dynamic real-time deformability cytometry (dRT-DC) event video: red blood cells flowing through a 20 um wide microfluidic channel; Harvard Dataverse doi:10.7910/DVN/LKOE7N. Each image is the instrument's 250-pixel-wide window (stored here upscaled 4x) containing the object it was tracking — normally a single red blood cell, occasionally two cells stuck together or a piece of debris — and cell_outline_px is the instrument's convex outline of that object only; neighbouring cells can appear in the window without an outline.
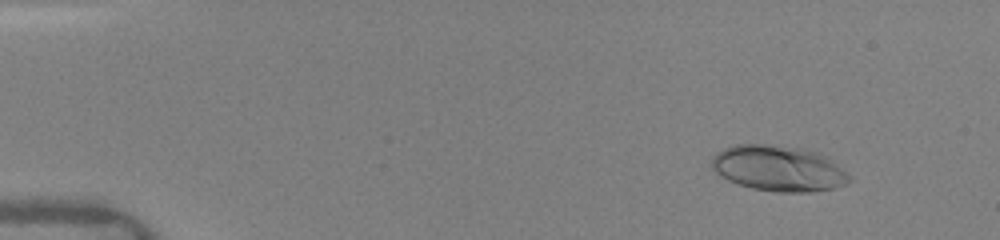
{"species": "human", "species_latin": "Homo sapiens", "temperature_condition": "warm", "stored_images_in_passage": 25, "camera_frame_rate_fps": 3000, "um_per_image_px": 0.085, "donor": {"sex": "female"}, "frame": {"image": 1, "passage_image": 3, "time_ms": 1.333, "image_size_px": [1000, 240], "cell_outline_px": [[852, 180], [844, 184], [832, 188], [808, 192], [780, 192], [752, 188], [728, 180], [720, 176], [712, 168], [712, 156], [716, 152], [724, 148], [736, 144], [764, 144], [800, 148], [820, 152], [828, 156], [852, 176]], "centroid_in_image_um": [66.19, 14.3], "position_along_channel_um": 18.8, "area_um2": 36.76}}
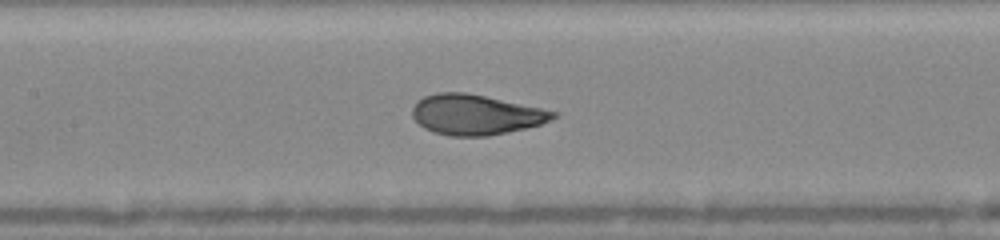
{"frame": {"image": 2, "passage_image": 12, "time_ms": 7.667, "image_size_px": [1000, 240], "cell_outline_px": [[560, 116], [552, 120], [540, 124], [508, 132], [488, 136], [448, 136], [432, 132], [424, 128], [412, 116], [412, 108], [416, 100], [424, 96], [436, 92], [464, 92], [484, 96], [560, 112]], "centroid_in_image_um": [40.43, 9.75], "position_along_channel_um": 167.0, "area_um2": 33.12}}
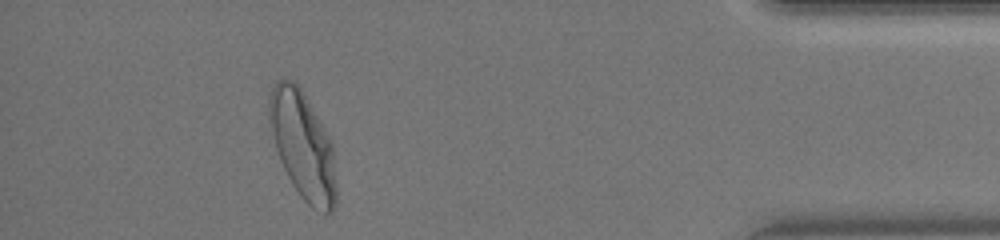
{"frame": {"image": 3, "passage_image": 23, "time_ms": 14.667, "image_size_px": [1000, 240], "cell_outline_px": [[336, 204], [332, 212], [324, 212], [312, 208], [300, 196], [292, 184], [280, 160], [276, 148], [268, 116], [268, 100], [272, 88], [276, 80], [284, 76], [292, 80], [304, 92], [328, 136], [332, 144], [336, 184]], "centroid_in_image_um": [25.72, 12.34], "position_along_channel_um": 409.5, "area_um2": 41.79}, "authors_computed_cell_mechanics": {"area_um2": 34.102, "velocity_mm_per_s": 4.0895, "shape_relaxation_time_tau1_ms": 2.6802, "shape_relaxation_time_tau2_ms": null, "deformation_change_tau1": 0.1354, "deformation_change_tau2": null}}